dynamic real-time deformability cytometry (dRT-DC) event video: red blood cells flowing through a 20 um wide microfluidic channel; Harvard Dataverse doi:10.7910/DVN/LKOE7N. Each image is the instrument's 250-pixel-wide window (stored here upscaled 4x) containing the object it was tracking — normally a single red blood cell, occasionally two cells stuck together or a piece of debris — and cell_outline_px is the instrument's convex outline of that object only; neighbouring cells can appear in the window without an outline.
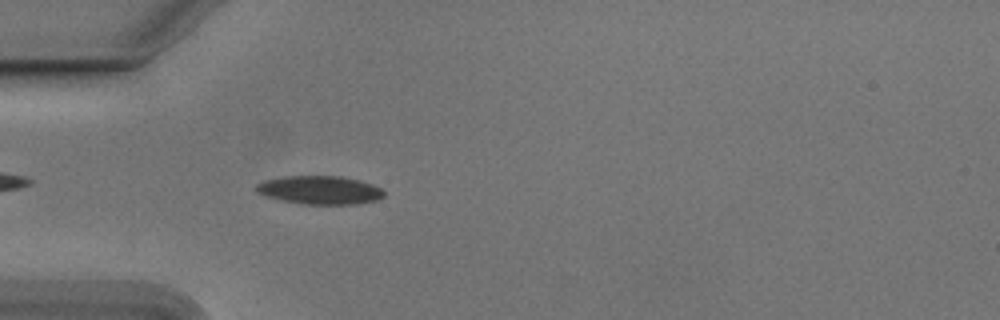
{"species": "Egyptian fruit bat (a non-hibernating species)", "species_latin": "Rousettus aegyptiacus", "temperature_condition": "cold", "stored_images_in_passage": 43, "camera_frame_rate_fps": 3000, "um_per_image_px": 0.085, "animal": {"sex": "male"}, "frame": {"image": 1, "passage_image": 5, "time_ms": 1.333, "image_size_px": [1000, 320], "cell_outline_px": [[384, 196], [376, 200], [356, 204], [300, 204], [280, 200], [264, 196], [256, 192], [256, 184], [264, 180], [288, 176], [340, 176], [372, 184], [380, 188], [384, 192]], "centroid_in_image_um": [27.14, 16.16], "position_along_channel_um": 57.9, "area_um2": 21.1}}
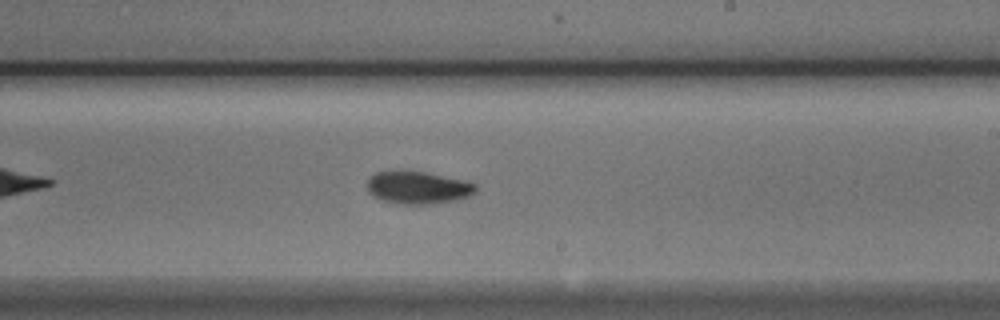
{"frame": {"image": 2, "passage_image": 21, "time_ms": 6.667, "image_size_px": [1000, 320], "cell_outline_px": [[476, 192], [460, 200], [432, 204], [404, 204], [380, 200], [372, 196], [368, 192], [368, 180], [376, 172], [400, 168], [404, 168], [464, 180], [476, 184]], "centroid_in_image_um": [35.5, 15.92], "position_along_channel_um": 253.5, "area_um2": 21.15}}
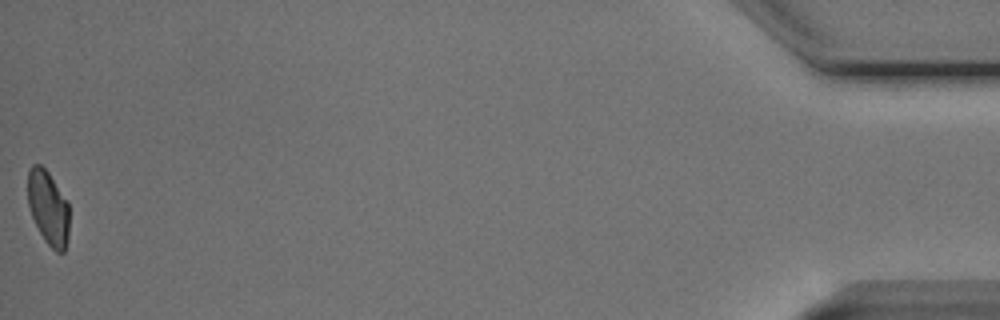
{"frame": {"image": 3, "passage_image": 43, "time_ms": 14.0, "image_size_px": [1000, 320], "cell_outline_px": [[68, 240], [64, 252], [56, 252], [44, 240], [32, 216], [28, 204], [28, 172], [32, 164], [40, 164], [48, 172], [68, 200]], "centroid_in_image_um": [4.11, 17.65], "position_along_channel_um": 431.1, "area_um2": 17.92}, "authors_computed_cell_mechanics": {"area_um2": 19.7098, "velocity_mm_per_s": 3.7635, "shape_relaxation_time_tau1_ms": 2.7689, "shape_relaxation_time_tau2_ms": null, "deformation_change_tau1": 0.1089, "deformation_change_tau2": null}}